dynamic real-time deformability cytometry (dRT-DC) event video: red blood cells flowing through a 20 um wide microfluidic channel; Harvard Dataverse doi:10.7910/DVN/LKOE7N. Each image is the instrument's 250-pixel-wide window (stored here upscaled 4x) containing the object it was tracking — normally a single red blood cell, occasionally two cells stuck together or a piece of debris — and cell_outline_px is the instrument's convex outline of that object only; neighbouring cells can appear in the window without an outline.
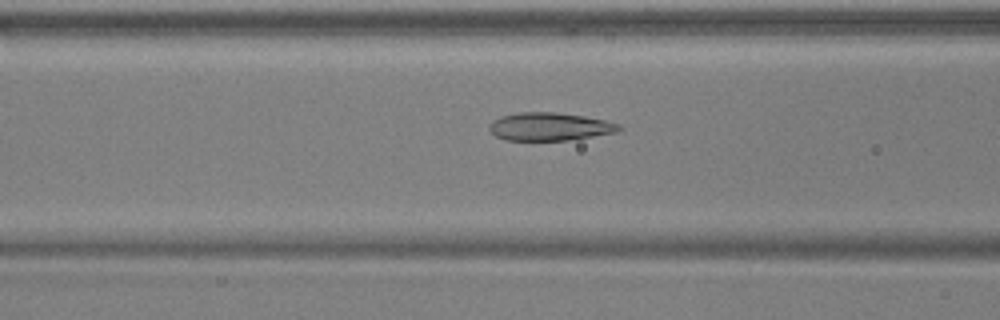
{"species": "common noctule bat (a hibernating species)", "species_latin": "Nyctalus noctula", "temperature_condition": "warm", "stored_images_in_passage": 54, "camera_frame_rate_fps": 3000, "um_per_image_px": 0.085, "animal": {"sex": "male", "body_mass_g": 17.9, "forearm_length_mm": 54.2}, "frame": {"image": 1, "passage_image": 22, "time_ms": 7.0, "image_size_px": [1000, 320], "cell_outline_px": [[620, 128], [616, 132], [568, 140], [508, 140], [496, 136], [488, 128], [488, 124], [492, 120], [500, 116], [516, 112], [556, 112], [584, 116], [604, 120], [620, 124]], "centroid_in_image_um": [46.66, 10.75], "position_along_channel_um": 119.9, "area_um2": 21.1}}
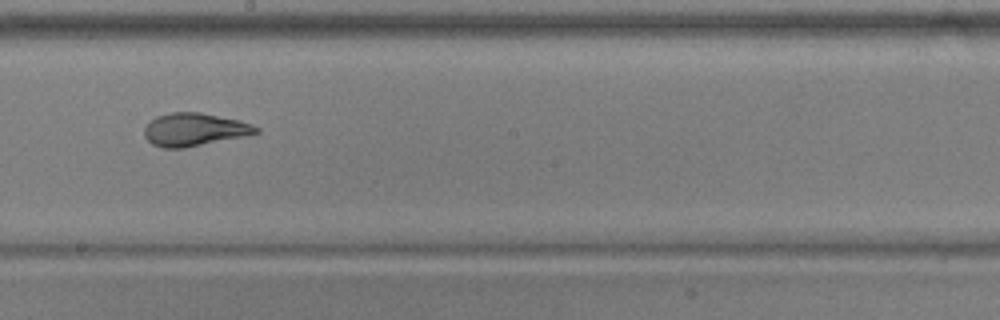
{"frame": {"image": 2, "passage_image": 31, "time_ms": 10.0, "image_size_px": [1000, 320], "cell_outline_px": [[260, 132], [244, 136], [184, 148], [164, 148], [152, 144], [144, 136], [144, 128], [156, 116], [172, 112], [200, 112], [240, 120], [252, 124], [260, 128]], "centroid_in_image_um": [16.53, 11.01], "position_along_channel_um": 231.7, "area_um2": 21.39}}
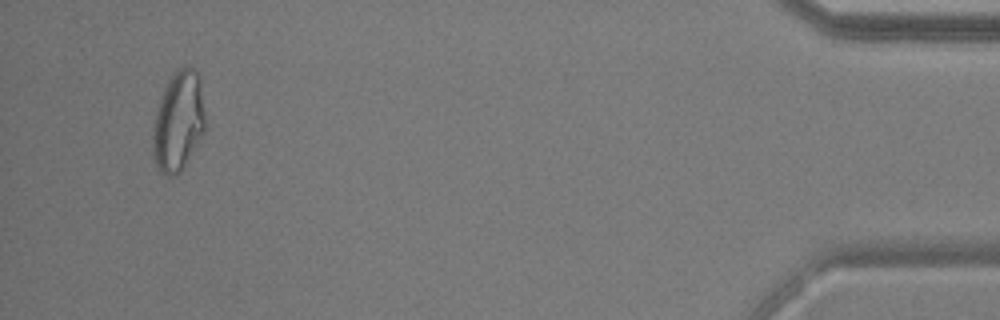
{"frame": {"image": 3, "passage_image": 52, "time_ms": 17.0, "image_size_px": [1000, 320], "cell_outline_px": [[204, 132], [180, 172], [176, 176], [168, 176], [160, 172], [156, 164], [152, 148], [152, 124], [164, 88], [172, 72], [176, 68], [184, 64], [192, 68], [200, 76], [204, 112]], "centroid_in_image_um": [15.14, 10.27], "position_along_channel_um": 420.1, "area_um2": 30.63}, "authors_computed_cell_mechanics": {"area_um2": 22.831, "velocity_mm_per_s": 3.728, "shape_relaxation_time_tau1_ms": 6.1532, "shape_relaxation_time_tau2_ms": 1.0567, "deformation_change_tau1": 0.2013, "deformation_change_tau2": 0.0577}}